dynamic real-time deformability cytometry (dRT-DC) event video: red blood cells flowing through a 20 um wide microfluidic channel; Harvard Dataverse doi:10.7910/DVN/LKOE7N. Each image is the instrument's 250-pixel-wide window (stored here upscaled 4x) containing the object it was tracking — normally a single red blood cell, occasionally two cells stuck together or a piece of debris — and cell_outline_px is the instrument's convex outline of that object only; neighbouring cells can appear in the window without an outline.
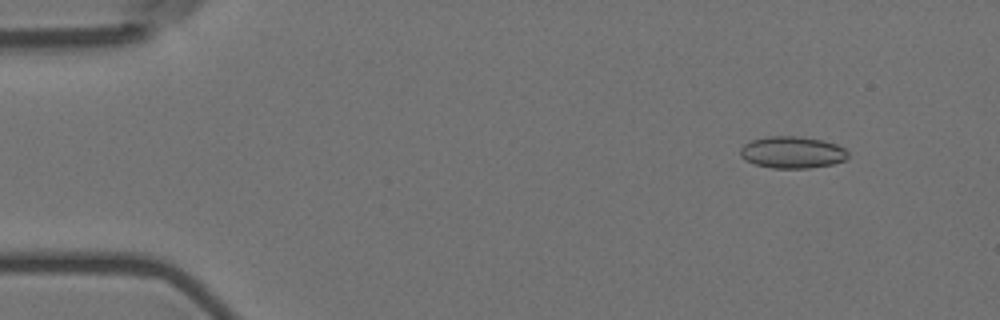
{"species": "Egyptian fruit bat (a non-hibernating species)", "species_latin": "Rousettus aegyptiacus", "temperature_condition": "room temperature", "stored_images_in_passage": 6, "camera_frame_rate_fps": 3000, "um_per_image_px": 0.085, "animal": {"sex": "female"}, "frame": {"image": 1, "passage_image": 2, "time_ms": 0.333, "image_size_px": [1000, 320], "cell_outline_px": [[848, 156], [844, 160], [832, 164], [808, 168], [772, 168], [756, 164], [744, 160], [740, 156], [740, 148], [744, 144], [752, 140], [768, 136], [796, 136], [820, 140], [836, 144], [844, 148], [848, 152]], "centroid_in_image_um": [67.31, 12.95], "position_along_channel_um": 17.7, "area_um2": 19.88}}
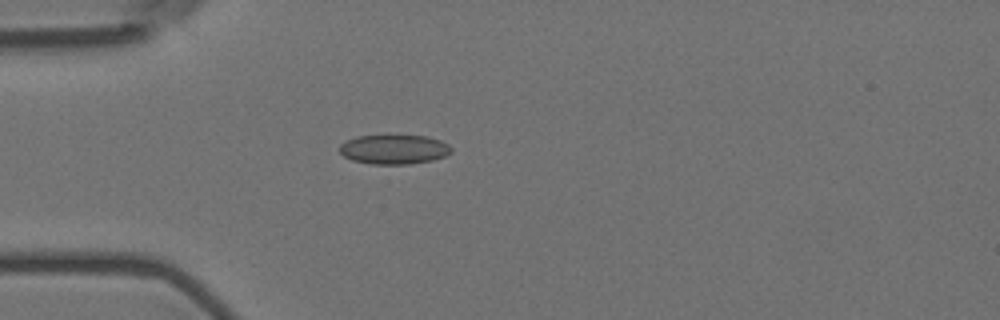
{"frame": {"image": 2, "passage_image": 5, "time_ms": 1.333, "image_size_px": [1000, 320], "cell_outline_px": [[452, 152], [444, 156], [432, 160], [408, 164], [372, 164], [352, 160], [344, 156], [340, 152], [340, 144], [356, 136], [388, 132], [428, 136], [440, 140], [448, 144], [452, 148]], "centroid_in_image_um": [33.49, 12.63], "position_along_channel_um": 51.5, "area_um2": 20.06}}